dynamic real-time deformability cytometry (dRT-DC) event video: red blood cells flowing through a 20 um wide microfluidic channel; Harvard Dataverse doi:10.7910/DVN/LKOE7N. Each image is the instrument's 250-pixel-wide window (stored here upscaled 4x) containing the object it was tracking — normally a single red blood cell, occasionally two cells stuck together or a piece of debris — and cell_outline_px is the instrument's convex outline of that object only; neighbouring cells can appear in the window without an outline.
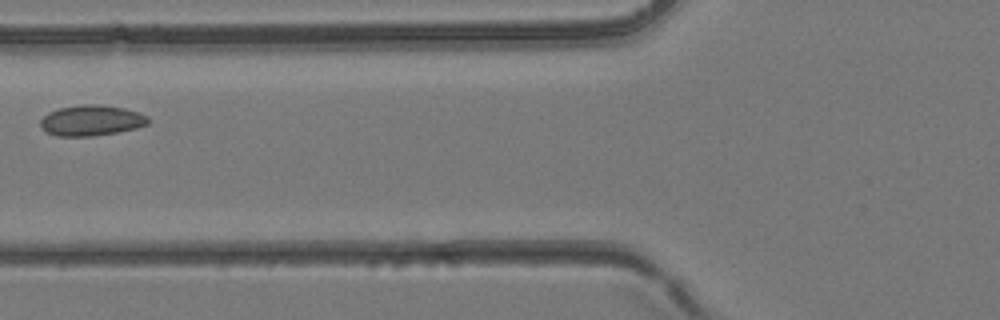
{"species": "common noctule bat (a hibernating species)", "species_latin": "Nyctalus noctula", "temperature_condition": "room temperature", "stored_images_in_passage": 3, "camera_frame_rate_fps": 3000, "um_per_image_px": 0.085, "animal": {"sex": "female", "body_mass_g": 24.6, "forearm_length_mm": 56.2}, "frame": {"image": 1, "passage_image": 3, "time_ms": 0.667, "image_size_px": [1000, 320], "cell_outline_px": [[148, 124], [136, 128], [116, 132], [92, 136], [56, 136], [48, 132], [40, 124], [40, 120], [48, 112], [60, 108], [80, 104], [96, 104], [124, 108], [140, 112], [148, 116]], "centroid_in_image_um": [7.78, 10.23], "position_along_channel_um": 118.0, "area_um2": 19.13}}